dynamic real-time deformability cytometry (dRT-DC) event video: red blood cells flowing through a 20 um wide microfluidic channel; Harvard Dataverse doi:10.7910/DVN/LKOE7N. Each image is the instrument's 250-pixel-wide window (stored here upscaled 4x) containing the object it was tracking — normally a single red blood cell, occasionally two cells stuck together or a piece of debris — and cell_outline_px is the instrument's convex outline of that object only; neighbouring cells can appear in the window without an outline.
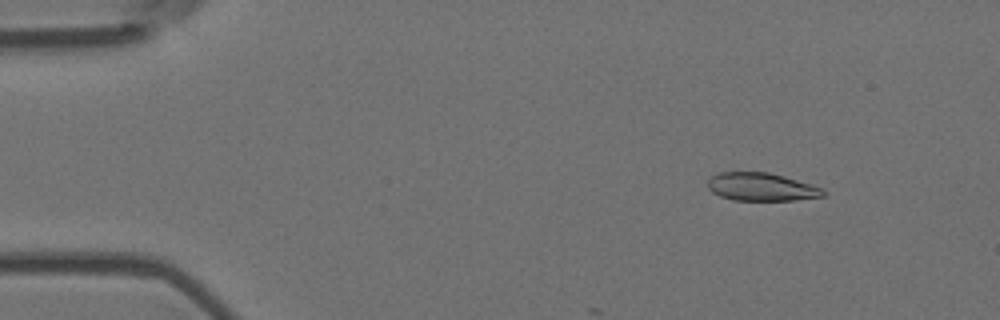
{"species": "Egyptian fruit bat (a non-hibernating species)", "species_latin": "Rousettus aegyptiacus", "temperature_condition": "room temperature", "stored_images_in_passage": 8, "camera_frame_rate_fps": 3000, "um_per_image_px": 0.085, "animal": {"sex": "female"}, "frame": {"image": 1, "passage_image": 2, "time_ms": 0.333, "image_size_px": [1000, 320], "cell_outline_px": [[828, 192], [824, 196], [796, 200], [732, 200], [720, 196], [712, 192], [708, 188], [708, 180], [712, 176], [720, 172], [768, 172], [784, 176], [812, 184], [824, 188]], "centroid_in_image_um": [64.76, 15.89], "position_along_channel_um": 20.2, "area_um2": 19.02}}